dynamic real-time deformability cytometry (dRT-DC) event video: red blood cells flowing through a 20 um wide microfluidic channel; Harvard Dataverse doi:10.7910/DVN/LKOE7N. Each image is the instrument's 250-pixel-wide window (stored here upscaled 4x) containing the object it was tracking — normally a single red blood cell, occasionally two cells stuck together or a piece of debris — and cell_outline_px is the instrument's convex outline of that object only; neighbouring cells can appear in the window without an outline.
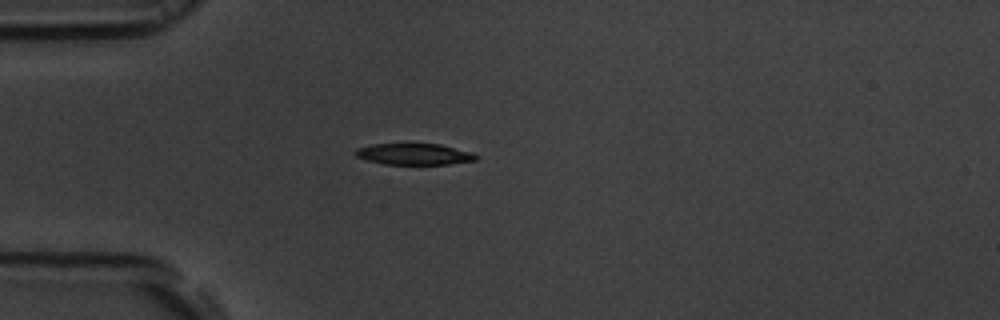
{"species": "common noctule bat (a hibernating species)", "species_latin": "Nyctalus noctula", "temperature_condition": "room temperature", "stored_images_in_passage": 41, "camera_frame_rate_fps": 3000, "um_per_image_px": 0.085, "animal": {"sex": "male", "body_mass_g": 19.5, "forearm_length_mm": 54.6}, "frame": {"image": 1, "passage_image": 1, "time_ms": 0.0, "image_size_px": [1000, 320], "cell_outline_px": [[480, 156], [476, 160], [448, 164], [384, 164], [368, 160], [356, 156], [352, 152], [356, 148], [372, 144], [440, 144], [472, 152]], "centroid_in_image_um": [35.2, 13.1], "position_along_channel_um": 49.8, "area_um2": 14.97}}
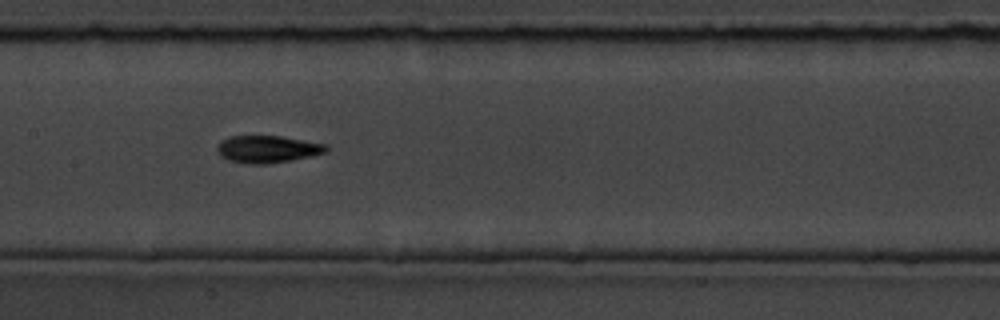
{"frame": {"image": 2, "passage_image": 13, "time_ms": 4.0, "image_size_px": [1000, 320], "cell_outline_px": [[328, 148], [324, 152], [292, 160], [264, 164], [248, 164], [228, 160], [220, 156], [216, 148], [220, 140], [228, 136], [280, 136], [328, 144]], "centroid_in_image_um": [22.68, 12.67], "position_along_channel_um": 184.7, "area_um2": 17.28}}
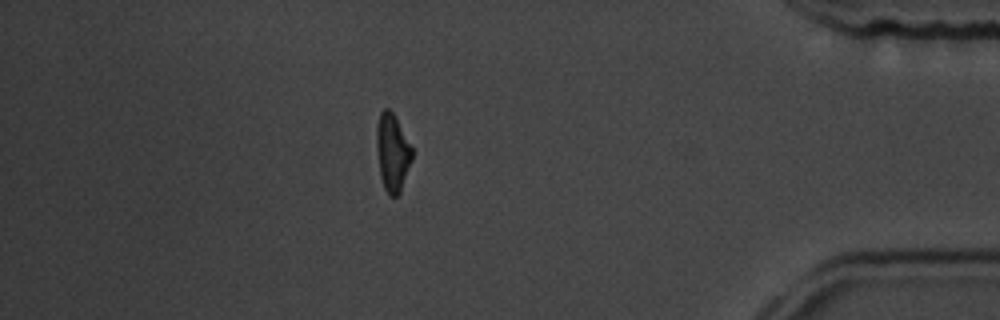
{"frame": {"image": 3, "passage_image": 34, "time_ms": 11.0, "image_size_px": [1000, 320], "cell_outline_px": [[412, 160], [400, 192], [396, 196], [388, 196], [384, 188], [380, 176], [376, 148], [376, 128], [380, 112], [384, 108], [388, 108], [396, 116], [412, 148]], "centroid_in_image_um": [33.34, 12.95], "position_along_channel_um": 401.9, "area_um2": 16.18}, "authors_computed_cell_mechanics": {"area_um2": 16.5308, "velocity_mm_per_s": 3.6886, "shape_relaxation_time_tau1_ms": 3.0259, "shape_relaxation_time_tau2_ms": 3.5191, "deformation_change_tau1": 0.1819, "deformation_change_tau2": 0.1171}}